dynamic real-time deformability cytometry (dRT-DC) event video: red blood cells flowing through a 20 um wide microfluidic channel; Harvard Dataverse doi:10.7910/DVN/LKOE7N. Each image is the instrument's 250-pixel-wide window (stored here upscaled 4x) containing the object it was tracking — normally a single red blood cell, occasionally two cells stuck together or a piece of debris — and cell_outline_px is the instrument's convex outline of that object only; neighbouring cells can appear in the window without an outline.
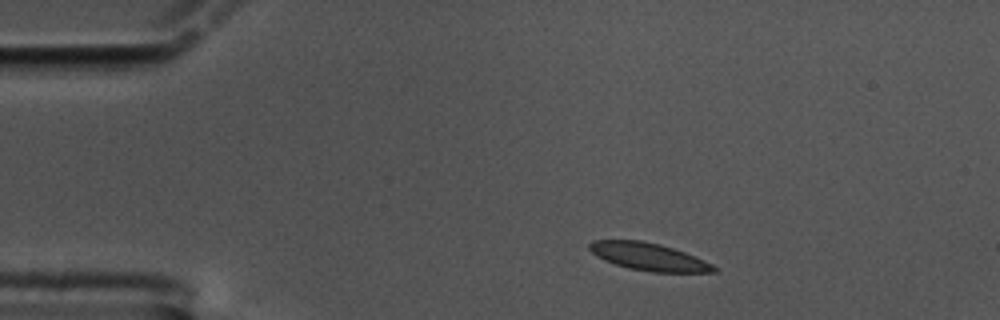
{"species": "common noctule bat (a hibernating species)", "species_latin": "Nyctalus noctula", "temperature_condition": "cold", "stored_images_in_passage": 50, "camera_frame_rate_fps": 3000, "um_per_image_px": 0.085, "animal": {"sex": "male", "body_mass_g": 17.5, "forearm_length_mm": 52.3}, "frame": {"image": 1, "passage_image": 1, "time_ms": 0.0, "image_size_px": [1000, 320], "cell_outline_px": [[720, 268], [716, 272], [652, 272], [628, 268], [604, 260], [596, 256], [588, 248], [588, 244], [592, 240], [640, 240], [660, 244], [696, 256]], "centroid_in_image_um": [55.15, 21.82], "position_along_channel_um": 29.9, "area_um2": 20.0}}
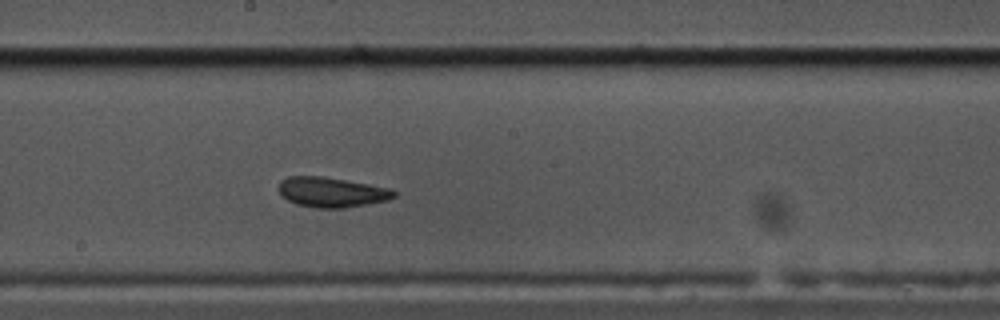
{"frame": {"image": 2, "passage_image": 23, "time_ms": 7.333, "image_size_px": [1000, 320], "cell_outline_px": [[396, 196], [388, 200], [344, 208], [316, 208], [296, 204], [280, 196], [280, 180], [288, 176], [324, 176], [368, 184], [388, 188], [396, 192]], "centroid_in_image_um": [28.16, 16.33], "position_along_channel_um": 220.0, "area_um2": 20.11}}
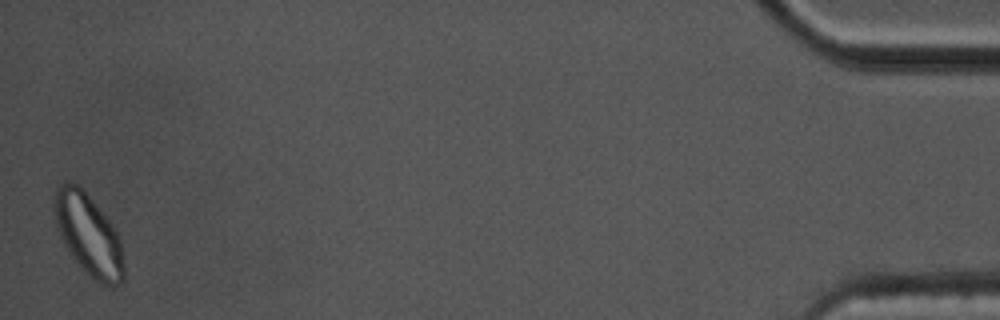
{"frame": {"image": 3, "passage_image": 50, "time_ms": 16.333, "image_size_px": [1000, 320], "cell_outline_px": [[124, 280], [120, 284], [112, 288], [100, 284], [84, 272], [72, 256], [64, 244], [56, 228], [52, 200], [56, 184], [64, 180], [76, 184], [88, 196], [112, 224], [120, 236], [124, 264]], "centroid_in_image_um": [7.5, 19.97], "position_along_channel_um": 427.7, "area_um2": 33.52}, "authors_computed_cell_mechanics": {"area_um2": 20.2011, "velocity_mm_per_s": 3.3194, "shape_relaxation_time_tau1_ms": 3.2354, "shape_relaxation_time_tau2_ms": 1.4411, "deformation_change_tau1": 0.1011, "deformation_change_tau2": 0.0757}}